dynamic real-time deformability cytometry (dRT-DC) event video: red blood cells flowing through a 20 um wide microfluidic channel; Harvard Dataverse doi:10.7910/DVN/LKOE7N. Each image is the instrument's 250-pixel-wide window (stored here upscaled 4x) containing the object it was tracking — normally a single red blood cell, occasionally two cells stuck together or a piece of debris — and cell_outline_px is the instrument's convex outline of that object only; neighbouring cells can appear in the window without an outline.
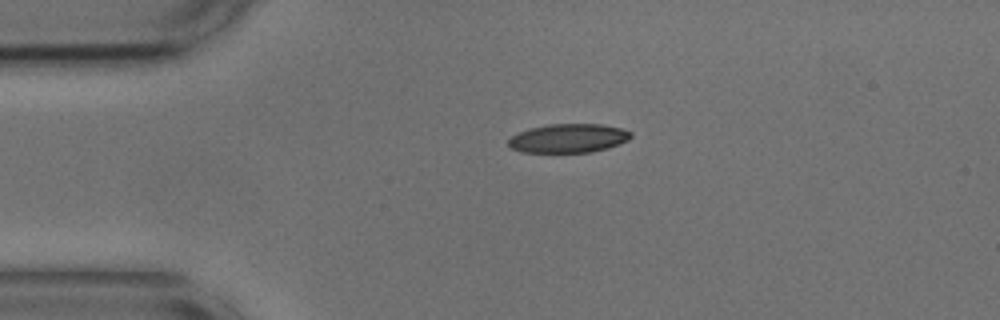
{"species": "common noctule bat (a hibernating species)", "species_latin": "Nyctalus noctula", "temperature_condition": "cold", "stored_images_in_passage": 3, "camera_frame_rate_fps": 3000, "um_per_image_px": 0.085, "animal": {"sex": "male", "body_mass_g": 17.9, "forearm_length_mm": 54.2}, "frame": {"image": 1, "passage_image": 1, "time_ms": 0.0, "image_size_px": [1000, 320], "cell_outline_px": [[632, 136], [628, 140], [608, 148], [592, 152], [520, 152], [508, 148], [508, 140], [512, 136], [520, 132], [532, 128], [548, 124], [600, 124], [620, 128], [632, 132]], "centroid_in_image_um": [48.31, 11.76], "position_along_channel_um": 36.7, "area_um2": 20.58}}